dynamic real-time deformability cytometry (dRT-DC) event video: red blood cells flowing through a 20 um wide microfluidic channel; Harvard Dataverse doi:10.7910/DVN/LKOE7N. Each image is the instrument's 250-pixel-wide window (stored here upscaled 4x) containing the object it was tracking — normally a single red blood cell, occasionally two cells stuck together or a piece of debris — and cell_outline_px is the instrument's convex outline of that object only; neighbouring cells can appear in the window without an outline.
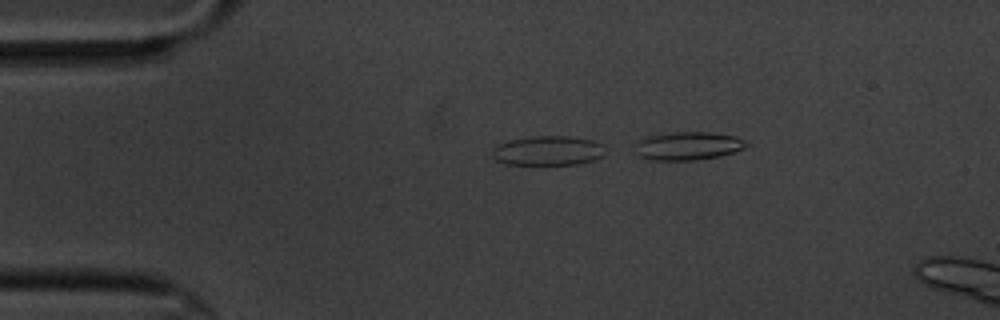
{"species": "common noctule bat (a hibernating species)", "species_latin": "Nyctalus noctula", "temperature_condition": "cold", "stored_images_in_passage": 5, "camera_frame_rate_fps": 3000, "um_per_image_px": 0.085, "animal": {"sex": "male", "body_mass_g": 20.1, "forearm_length_mm": 53.5}, "frame": {"image": 1, "passage_image": 3, "time_ms": 3.0, "image_size_px": [1000, 320], "cell_outline_px": [[608, 152], [604, 156], [592, 160], [576, 164], [504, 164], [496, 160], [492, 156], [492, 148], [500, 144], [512, 140], [532, 136], [568, 136], [596, 140], [604, 144]], "centroid_in_image_um": [46.65, 12.8], "position_along_channel_um": 38.3, "area_um2": 19.65}}